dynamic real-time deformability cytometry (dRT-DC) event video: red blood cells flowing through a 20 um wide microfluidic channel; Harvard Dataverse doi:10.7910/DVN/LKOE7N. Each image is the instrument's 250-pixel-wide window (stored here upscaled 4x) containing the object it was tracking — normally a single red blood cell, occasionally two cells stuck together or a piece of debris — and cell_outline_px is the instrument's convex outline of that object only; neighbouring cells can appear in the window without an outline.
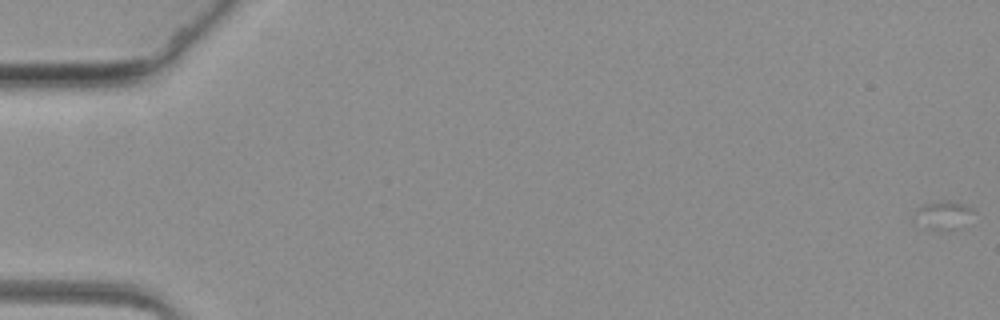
{"species": "common noctule bat (a hibernating species)", "species_latin": "Nyctalus noctula", "temperature_condition": "warm", "stored_images_in_passage": 4, "camera_frame_rate_fps": 3000, "um_per_image_px": 0.085, "animal": {"sex": "female", "body_mass_g": 19.3, "forearm_length_mm": 54.1}, "frame": {"image": 1, "passage_image": 1, "time_ms": 0.0, "image_size_px": [1000, 320], "cell_outline_px": [[976, 212], [952, 232], [944, 232], [912, 224], [912, 216], [916, 208], [924, 204], [940, 200], [948, 200], [964, 204], [972, 208]], "centroid_in_image_um": [80.07, 18.31], "position_along_channel_um": 4.9, "area_um2": 10.35}}